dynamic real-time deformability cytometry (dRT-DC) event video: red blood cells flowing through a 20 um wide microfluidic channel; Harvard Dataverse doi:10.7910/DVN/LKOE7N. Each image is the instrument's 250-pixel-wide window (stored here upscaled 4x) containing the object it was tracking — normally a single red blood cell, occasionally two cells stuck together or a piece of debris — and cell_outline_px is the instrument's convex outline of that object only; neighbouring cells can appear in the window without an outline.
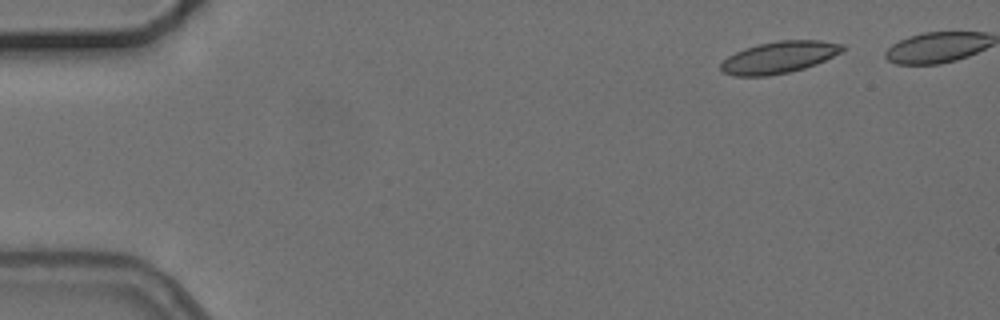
{"species": "common noctule bat (a hibernating species)", "species_latin": "Nyctalus noctula", "temperature_condition": "cold", "stored_images_in_passage": 6, "segment_of_instrument_passage": [2, 2], "camera_frame_rate_fps": 3000, "um_per_image_px": 0.085, "animal": {"sex": "female", "body_mass_g": 24.6, "forearm_length_mm": 56.2}, "frame": {"image": 1, "passage_image": 6, "time_ms": 6.667, "image_size_px": [1000, 320], "cell_outline_px": [[844, 48], [840, 52], [816, 64], [804, 68], [788, 72], [768, 76], [736, 76], [720, 72], [720, 64], [728, 56], [744, 48], [760, 44], [780, 40], [820, 40], [844, 44]], "centroid_in_image_um": [66.19, 4.87], "position_along_channel_um": 18.8, "area_um2": 22.43}}